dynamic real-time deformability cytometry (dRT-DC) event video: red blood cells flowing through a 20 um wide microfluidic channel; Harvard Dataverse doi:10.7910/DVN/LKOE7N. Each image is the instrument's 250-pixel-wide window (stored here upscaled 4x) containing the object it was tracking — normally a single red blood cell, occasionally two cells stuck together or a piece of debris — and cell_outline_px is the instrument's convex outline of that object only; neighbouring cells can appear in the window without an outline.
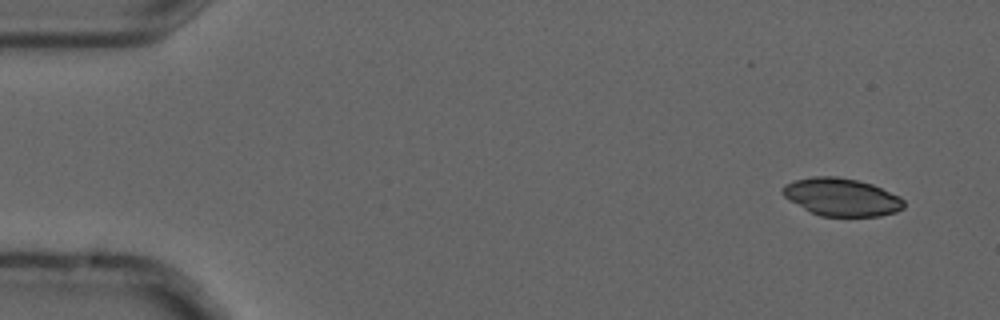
{"species": "common noctule bat (a hibernating species)", "species_latin": "Nyctalus noctula", "temperature_condition": "cold", "stored_images_in_passage": 10, "camera_frame_rate_fps": 3000, "um_per_image_px": 0.085, "animal": {"sex": "male", "forearm_length_mm": 52.5}, "frame": {"image": 1, "passage_image": 1, "time_ms": 0.0, "image_size_px": [1000, 320], "cell_outline_px": [[904, 208], [896, 212], [880, 216], [820, 216], [804, 208], [784, 196], [784, 184], [796, 180], [812, 176], [836, 176], [856, 180], [872, 184], [900, 196], [904, 200]], "centroid_in_image_um": [71.58, 16.75], "position_along_channel_um": 13.4, "area_um2": 26.41}}
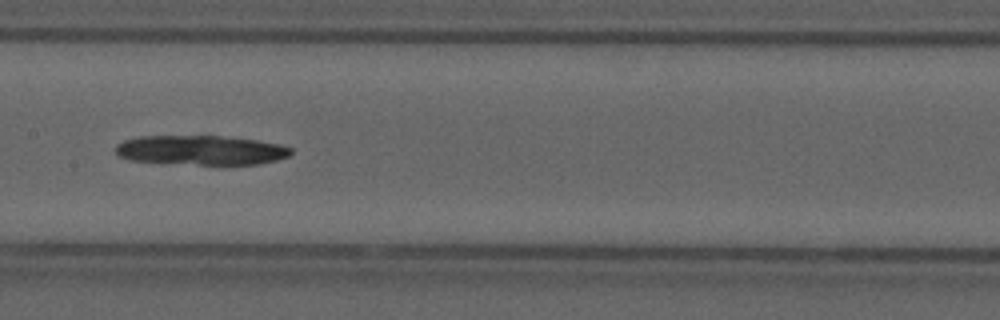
{"frame": {"image": 2, "passage_image": 8, "time_ms": 2.333, "image_size_px": [1000, 320], "cell_outline_px": [[292, 152], [288, 156], [276, 160], [260, 164], [160, 164], [128, 160], [120, 156], [116, 152], [116, 144], [124, 140], [140, 136], [220, 136], [256, 140], [280, 144], [292, 148]], "centroid_in_image_um": [17.03, 12.78], "position_along_channel_um": 190.4, "area_um2": 30.46}}